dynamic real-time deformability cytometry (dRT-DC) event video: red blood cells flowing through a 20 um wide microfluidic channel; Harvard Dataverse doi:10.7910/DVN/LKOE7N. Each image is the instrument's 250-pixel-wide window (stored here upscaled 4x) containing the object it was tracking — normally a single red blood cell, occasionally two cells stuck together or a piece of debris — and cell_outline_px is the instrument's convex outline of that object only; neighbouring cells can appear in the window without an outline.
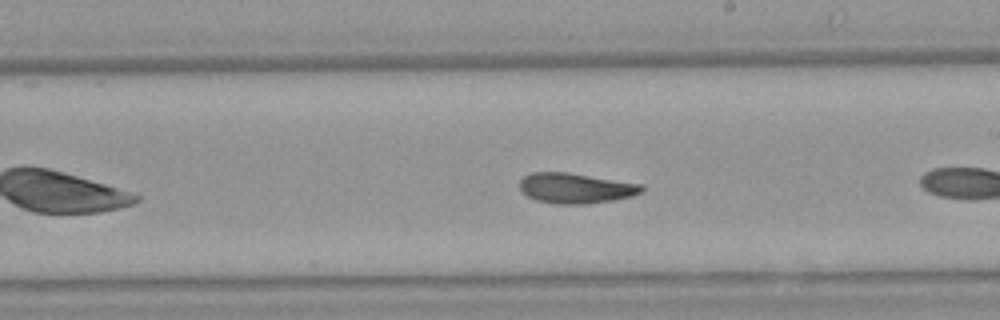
{"species": "Egyptian fruit bat (a non-hibernating species)", "species_latin": "Rousettus aegyptiacus", "temperature_condition": "warm", "stored_images_in_passage": 26, "camera_frame_rate_fps": 3000, "um_per_image_px": 0.085, "animal": {"sex": "female"}, "frame": {"image": 1, "passage_image": 15, "time_ms": 4.667, "image_size_px": [1000, 320], "cell_outline_px": [[644, 188], [640, 192], [632, 196], [612, 200], [588, 204], [556, 204], [536, 200], [520, 192], [520, 180], [524, 176], [532, 172], [568, 172], [644, 184]], "centroid_in_image_um": [48.92, 15.99], "position_along_channel_um": 240.1, "area_um2": 21.68}}